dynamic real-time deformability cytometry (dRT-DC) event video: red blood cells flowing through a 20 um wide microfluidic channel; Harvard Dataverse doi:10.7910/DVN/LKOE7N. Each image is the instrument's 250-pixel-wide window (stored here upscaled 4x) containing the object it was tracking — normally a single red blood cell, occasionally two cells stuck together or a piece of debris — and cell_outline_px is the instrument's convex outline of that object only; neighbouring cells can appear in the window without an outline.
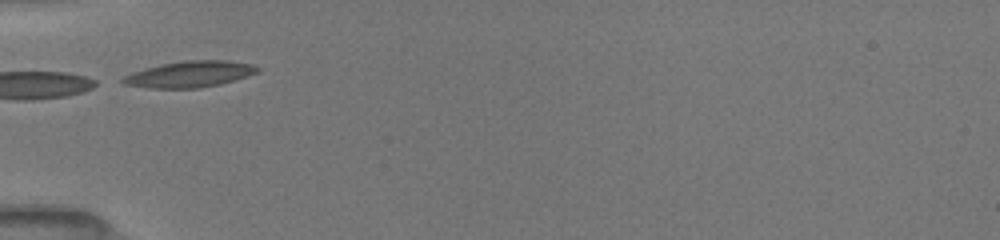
{"species": "common noctule bat (a hibernating species)", "species_latin": "Nyctalus noctula", "temperature_condition": "room temperature", "stored_images_in_passage": 11, "camera_frame_rate_fps": 3000, "um_per_image_px": 0.085, "animal": {"sex": "female", "body_mass_g": 19.5, "forearm_length_mm": 54.1}, "frame": {"image": 1, "passage_image": 2, "time_ms": 0.667, "image_size_px": [1000, 240], "cell_outline_px": [[260, 72], [220, 84], [200, 88], [148, 88], [124, 84], [120, 80], [124, 76], [132, 72], [144, 68], [160, 64], [184, 60], [228, 60], [252, 64], [260, 68]], "centroid_in_image_um": [16.12, 6.3], "position_along_channel_um": 68.9, "area_um2": 20.69}}
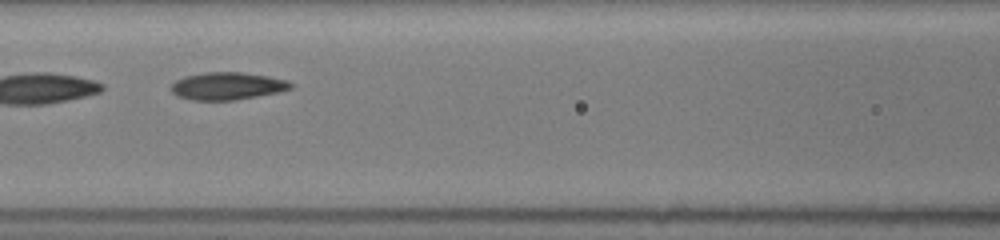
{"frame": {"image": 2, "passage_image": 5, "time_ms": 2.667, "image_size_px": [1000, 240], "cell_outline_px": [[296, 84], [292, 88], [276, 92], [236, 100], [192, 100], [176, 96], [168, 88], [176, 80], [184, 76], [208, 72], [240, 72], [268, 76], [288, 80]], "centroid_in_image_um": [19.3, 7.31], "position_along_channel_um": 147.3, "area_um2": 19.25}}
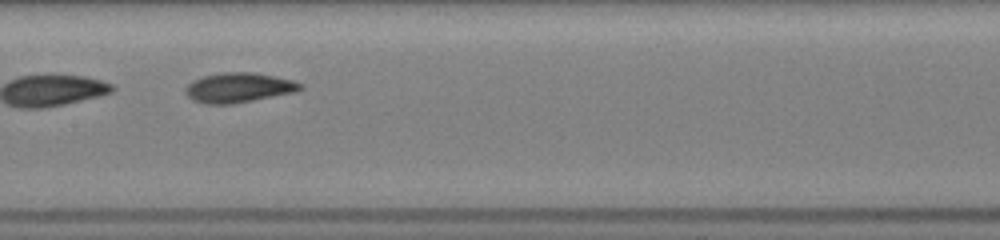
{"frame": {"image": 3, "passage_image": 8, "time_ms": 3.667, "image_size_px": [1000, 240], "cell_outline_px": [[304, 88], [296, 92], [232, 104], [208, 104], [192, 100], [184, 92], [184, 88], [192, 80], [204, 76], [220, 72], [252, 72], [292, 80], [304, 84]], "centroid_in_image_um": [20.28, 7.45], "position_along_channel_um": 187.1, "area_um2": 20.0}}